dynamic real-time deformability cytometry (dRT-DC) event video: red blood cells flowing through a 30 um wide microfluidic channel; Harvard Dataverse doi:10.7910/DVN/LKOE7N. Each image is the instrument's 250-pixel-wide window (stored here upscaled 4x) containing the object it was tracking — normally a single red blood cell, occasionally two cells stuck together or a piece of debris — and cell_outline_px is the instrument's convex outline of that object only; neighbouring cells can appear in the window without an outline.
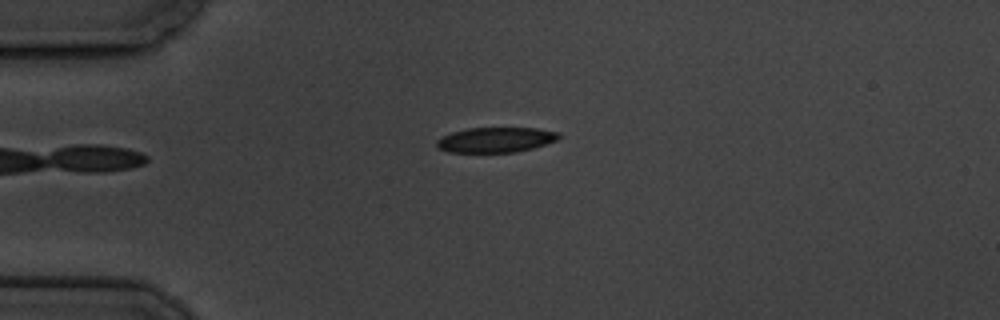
{"species": "common noctule bat (a hibernating species)", "species_latin": "Nyctalus noctula", "temperature_condition": "cold", "stored_images_in_passage": 4, "camera_frame_rate_fps": 3000, "um_per_image_px": 0.085, "animal": {"sex": "male", "body_mass_g": 19.5, "forearm_length_mm": 54.6}, "frame": {"image": 1, "passage_image": 4, "time_ms": 3.667, "image_size_px": [1000, 320], "cell_outline_px": [[560, 136], [556, 140], [532, 148], [516, 152], [448, 152], [440, 148], [436, 144], [436, 140], [452, 132], [468, 128], [536, 128], [560, 132]], "centroid_in_image_um": [42.14, 11.88], "position_along_channel_um": 42.9, "area_um2": 17.69}}